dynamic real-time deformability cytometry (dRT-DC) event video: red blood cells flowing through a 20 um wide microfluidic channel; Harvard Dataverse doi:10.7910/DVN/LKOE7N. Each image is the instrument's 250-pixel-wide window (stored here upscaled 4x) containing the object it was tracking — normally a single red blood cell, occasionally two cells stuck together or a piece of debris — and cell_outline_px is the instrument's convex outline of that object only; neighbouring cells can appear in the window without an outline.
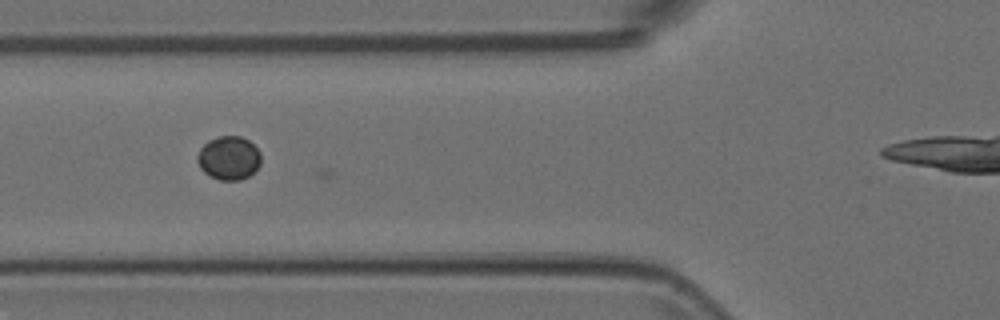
{"species": "Egyptian fruit bat (a non-hibernating species)", "species_latin": "Rousettus aegyptiacus", "temperature_condition": "room temperature", "stored_images_in_passage": 23, "camera_frame_rate_fps": 3000, "um_per_image_px": 0.085, "animal": {"sex": "female"}, "frame": {"image": 1, "passage_image": 7, "time_ms": 2.0, "image_size_px": [1000, 320], "cell_outline_px": [[260, 164], [248, 176], [240, 180], [220, 180], [208, 176], [200, 168], [196, 160], [196, 156], [200, 148], [208, 140], [220, 136], [240, 136], [248, 140], [260, 152]], "centroid_in_image_um": [19.41, 13.43], "position_along_channel_um": 106.4, "area_um2": 16.18}}
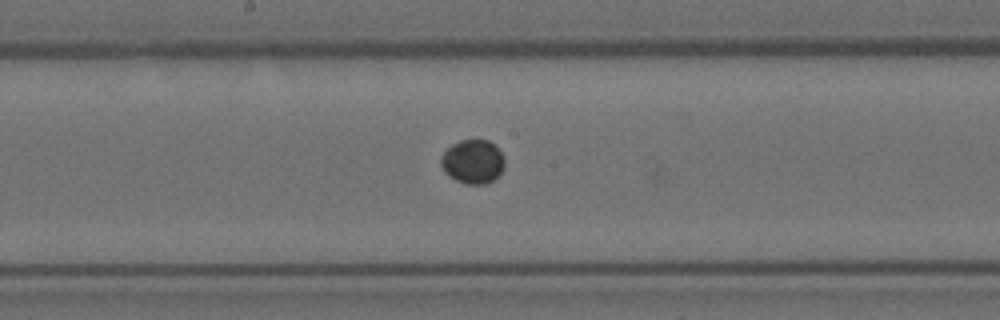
{"frame": {"image": 2, "passage_image": 15, "time_ms": 4.667, "image_size_px": [1000, 320], "cell_outline_px": [[504, 168], [500, 176], [484, 184], [464, 184], [448, 176], [444, 172], [440, 164], [440, 160], [444, 152], [452, 144], [460, 140], [488, 140], [504, 156]], "centroid_in_image_um": [40.18, 13.76], "position_along_channel_um": 208.0, "area_um2": 16.36}}
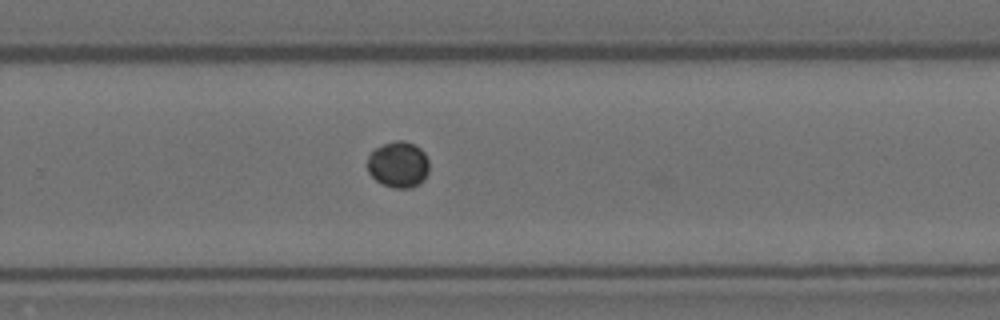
{"frame": {"image": 3, "passage_image": 22, "time_ms": 7.0, "image_size_px": [1000, 320], "cell_outline_px": [[428, 172], [424, 180], [420, 184], [412, 188], [392, 188], [376, 180], [368, 172], [368, 156], [376, 148], [384, 144], [396, 140], [404, 140], [420, 148], [424, 152], [428, 160]], "centroid_in_image_um": [33.87, 14.0], "position_along_channel_um": 295.9, "area_um2": 16.59}}